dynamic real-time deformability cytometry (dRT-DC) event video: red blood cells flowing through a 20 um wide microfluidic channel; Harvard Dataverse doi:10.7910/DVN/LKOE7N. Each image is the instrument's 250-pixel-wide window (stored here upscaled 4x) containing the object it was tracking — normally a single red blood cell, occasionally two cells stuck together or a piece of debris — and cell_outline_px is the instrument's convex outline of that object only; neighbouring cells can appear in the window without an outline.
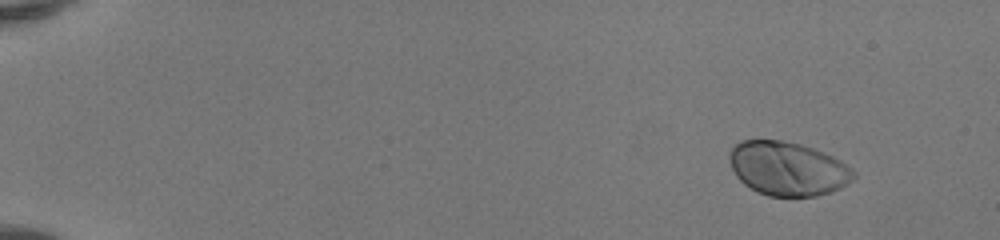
{"species": "human", "species_latin": "Homo sapiens", "temperature_condition": "room temperature", "stored_images_in_passage": 47, "camera_frame_rate_fps": 3000, "um_per_image_px": 0.085, "donor": {"sex": "female"}, "frame": {"image": 1, "passage_image": 1, "time_ms": 0.0, "image_size_px": [1000, 240], "cell_outline_px": [[856, 176], [848, 184], [840, 188], [816, 196], [768, 196], [756, 192], [744, 184], [736, 176], [728, 160], [728, 152], [740, 140], [780, 140], [800, 144], [812, 148], [832, 156], [840, 160], [852, 168], [856, 172]], "centroid_in_image_um": [66.94, 14.33], "position_along_channel_um": 18.1, "area_um2": 39.13}}
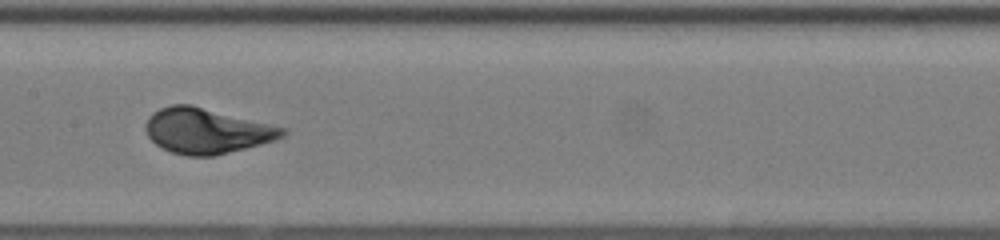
{"frame": {"image": 2, "passage_image": 24, "time_ms": 7.667, "image_size_px": [1000, 240], "cell_outline_px": [[288, 132], [284, 136], [276, 140], [216, 156], [188, 156], [172, 152], [156, 144], [148, 136], [144, 128], [144, 124], [148, 116], [152, 112], [160, 108], [172, 104], [192, 104], [288, 128]], "centroid_in_image_um": [17.58, 11.11], "position_along_channel_um": 189.8, "area_um2": 36.59}}
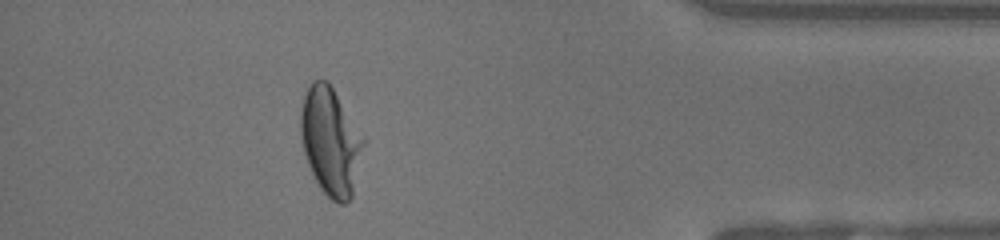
{"frame": {"image": 3, "passage_image": 42, "time_ms": 13.667, "image_size_px": [1000, 240], "cell_outline_px": [[364, 144], [352, 196], [344, 204], [340, 204], [332, 200], [320, 188], [312, 176], [304, 152], [300, 136], [300, 108], [304, 92], [312, 80], [328, 80], [364, 140]], "centroid_in_image_um": [28.05, 12.0], "position_along_channel_um": 407.2, "area_um2": 39.13}, "authors_computed_cell_mechanics": {"area_um2": 36.6452, "velocity_mm_per_s": 4.1503, "shape_relaxation_time_tau1_ms": 3.1588, "shape_relaxation_time_tau2_ms": null, "deformation_change_tau1": 0.1742, "deformation_change_tau2": null}}